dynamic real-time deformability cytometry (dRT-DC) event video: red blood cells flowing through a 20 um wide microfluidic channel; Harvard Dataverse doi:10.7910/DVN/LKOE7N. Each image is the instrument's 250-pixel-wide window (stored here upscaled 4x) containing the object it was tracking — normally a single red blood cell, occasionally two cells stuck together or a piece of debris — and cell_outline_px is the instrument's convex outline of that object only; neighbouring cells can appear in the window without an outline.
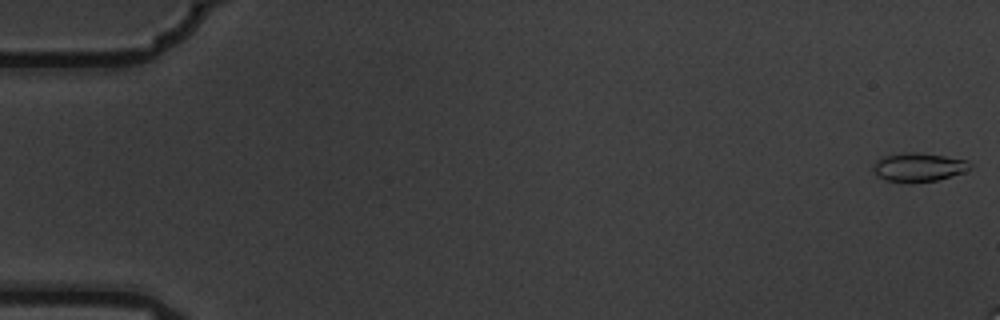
{"species": "common noctule bat (a hibernating species)", "species_latin": "Nyctalus noctula", "temperature_condition": "warm", "stored_images_in_passage": 4, "camera_frame_rate_fps": 3000, "um_per_image_px": 0.085, "animal": {"sex": "male", "body_mass_g": 19.5, "forearm_length_mm": 54.6}, "frame": {"image": 1, "passage_image": 1, "time_ms": 0.0, "image_size_px": [1000, 320], "cell_outline_px": [[972, 168], [964, 172], [936, 180], [912, 184], [904, 184], [884, 180], [876, 176], [872, 172], [872, 164], [876, 160], [884, 156], [904, 152], [916, 152], [944, 156], [968, 160], [972, 164]], "centroid_in_image_um": [78.02, 14.24], "position_along_channel_um": 7.0, "area_um2": 16.76}}